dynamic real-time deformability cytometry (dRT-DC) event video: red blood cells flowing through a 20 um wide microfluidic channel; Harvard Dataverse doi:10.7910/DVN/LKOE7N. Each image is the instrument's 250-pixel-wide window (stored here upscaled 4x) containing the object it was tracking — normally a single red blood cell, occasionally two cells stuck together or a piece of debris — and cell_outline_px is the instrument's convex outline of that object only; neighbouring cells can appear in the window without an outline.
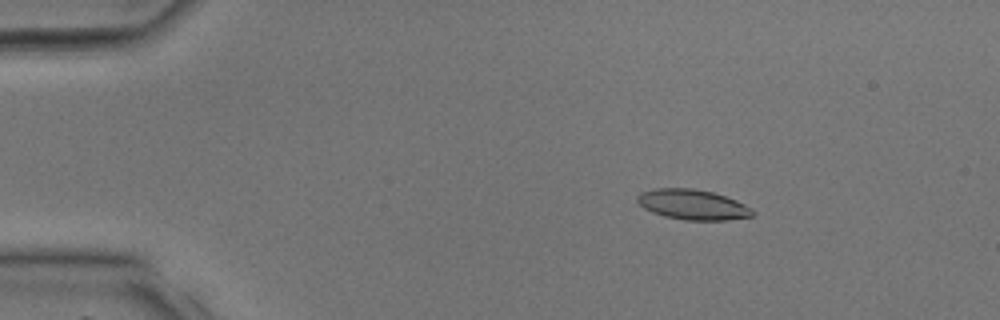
{"species": "common noctule bat (a hibernating species)", "species_latin": "Nyctalus noctula", "temperature_condition": "room temperature", "stored_images_in_passage": 39, "camera_frame_rate_fps": 3000, "um_per_image_px": 0.085, "animal": {"sex": "male", "body_mass_g": 17.9, "forearm_length_mm": 54.2}, "frame": {"image": 1, "passage_image": 7, "time_ms": 2.0, "image_size_px": [1000, 320], "cell_outline_px": [[756, 212], [752, 216], [728, 220], [684, 220], [664, 216], [652, 212], [644, 208], [636, 200], [636, 196], [640, 192], [656, 188], [692, 188], [712, 192], [736, 200], [752, 208]], "centroid_in_image_um": [58.87, 17.39], "position_along_channel_um": 26.1, "area_um2": 20.35}}
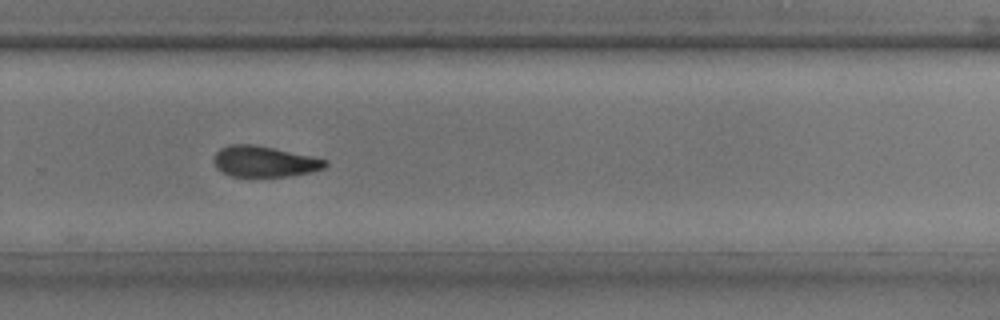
{"frame": {"image": 2, "passage_image": 27, "time_ms": 8.667, "image_size_px": [1000, 320], "cell_outline_px": [[328, 164], [324, 168], [308, 172], [288, 176], [232, 176], [220, 172], [216, 168], [212, 160], [212, 156], [220, 148], [228, 144], [256, 144], [312, 156], [328, 160]], "centroid_in_image_um": [22.41, 13.71], "position_along_channel_um": 307.4, "area_um2": 20.23}}
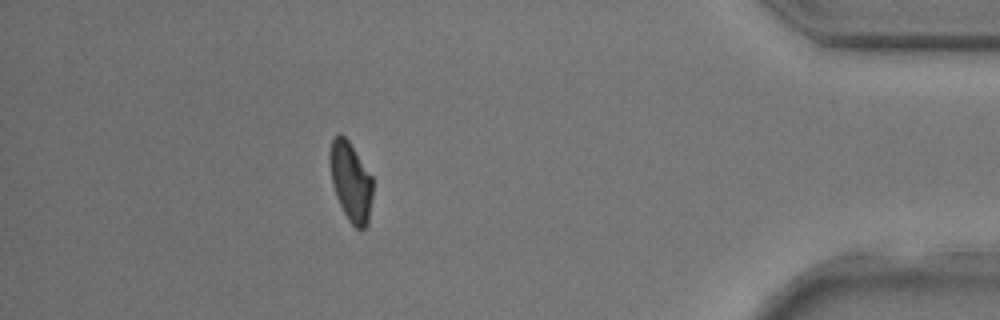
{"frame": {"image": 3, "passage_image": 35, "time_ms": 11.333, "image_size_px": [1000, 320], "cell_outline_px": [[372, 200], [368, 224], [364, 228], [356, 228], [348, 220], [336, 196], [332, 184], [328, 160], [328, 152], [332, 140], [340, 132], [348, 140], [372, 176]], "centroid_in_image_um": [29.8, 15.42], "position_along_channel_um": 405.4, "area_um2": 19.94}}